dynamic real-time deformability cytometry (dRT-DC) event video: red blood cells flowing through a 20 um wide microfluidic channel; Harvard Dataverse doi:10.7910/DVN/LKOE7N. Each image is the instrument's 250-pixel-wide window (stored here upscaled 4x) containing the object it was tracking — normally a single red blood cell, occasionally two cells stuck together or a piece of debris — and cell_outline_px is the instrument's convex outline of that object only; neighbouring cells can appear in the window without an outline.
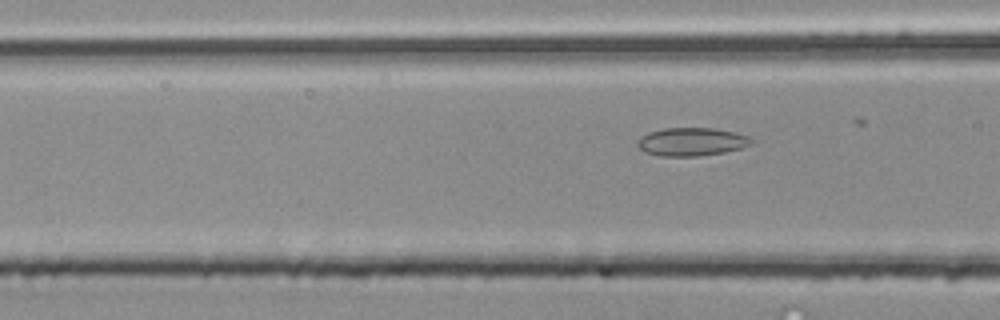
{"species": "common noctule bat (a hibernating species)", "species_latin": "Nyctalus noctula", "temperature_condition": "room temperature", "stored_images_in_passage": 6, "segment_of_instrument_passage": [2, 2], "camera_frame_rate_fps": 3000, "um_per_image_px": 0.085, "animal": {"sex": "male", "body_mass_g": 20.4}, "frame": {"image": 1, "passage_image": 6, "time_ms": 1.667, "image_size_px": [1000, 320], "cell_outline_px": [[756, 140], [752, 144], [740, 148], [724, 152], [696, 156], [660, 156], [644, 152], [636, 144], [636, 140], [648, 132], [664, 128], [712, 128], [736, 132], [748, 136]], "centroid_in_image_um": [58.78, 12.04], "position_along_channel_um": 107.8, "area_um2": 18.84}}